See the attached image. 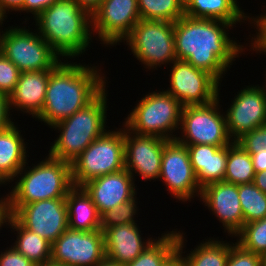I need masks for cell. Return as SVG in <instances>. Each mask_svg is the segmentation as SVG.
<instances>
[{
  "label": "cell",
  "instance_id": "47",
  "mask_svg": "<svg viewBox=\"0 0 266 266\" xmlns=\"http://www.w3.org/2000/svg\"><path fill=\"white\" fill-rule=\"evenodd\" d=\"M6 197L0 199V229H2V217L4 214V203H5Z\"/></svg>",
  "mask_w": 266,
  "mask_h": 266
},
{
  "label": "cell",
  "instance_id": "9",
  "mask_svg": "<svg viewBox=\"0 0 266 266\" xmlns=\"http://www.w3.org/2000/svg\"><path fill=\"white\" fill-rule=\"evenodd\" d=\"M0 36V51L21 72L53 70L62 60L39 33L10 26Z\"/></svg>",
  "mask_w": 266,
  "mask_h": 266
},
{
  "label": "cell",
  "instance_id": "8",
  "mask_svg": "<svg viewBox=\"0 0 266 266\" xmlns=\"http://www.w3.org/2000/svg\"><path fill=\"white\" fill-rule=\"evenodd\" d=\"M123 41L129 45L133 56L149 70L177 60L174 22L141 19Z\"/></svg>",
  "mask_w": 266,
  "mask_h": 266
},
{
  "label": "cell",
  "instance_id": "38",
  "mask_svg": "<svg viewBox=\"0 0 266 266\" xmlns=\"http://www.w3.org/2000/svg\"><path fill=\"white\" fill-rule=\"evenodd\" d=\"M0 266H36L32 261L19 253L12 245L0 254Z\"/></svg>",
  "mask_w": 266,
  "mask_h": 266
},
{
  "label": "cell",
  "instance_id": "43",
  "mask_svg": "<svg viewBox=\"0 0 266 266\" xmlns=\"http://www.w3.org/2000/svg\"><path fill=\"white\" fill-rule=\"evenodd\" d=\"M78 5L92 15L100 6L103 0H75Z\"/></svg>",
  "mask_w": 266,
  "mask_h": 266
},
{
  "label": "cell",
  "instance_id": "10",
  "mask_svg": "<svg viewBox=\"0 0 266 266\" xmlns=\"http://www.w3.org/2000/svg\"><path fill=\"white\" fill-rule=\"evenodd\" d=\"M219 91L217 99L206 105H186L182 108L180 136L176 140L183 145L207 144L224 147L233 142L230 138L226 117L219 110Z\"/></svg>",
  "mask_w": 266,
  "mask_h": 266
},
{
  "label": "cell",
  "instance_id": "26",
  "mask_svg": "<svg viewBox=\"0 0 266 266\" xmlns=\"http://www.w3.org/2000/svg\"><path fill=\"white\" fill-rule=\"evenodd\" d=\"M9 225L16 235L13 247L26 258L32 261L35 265L49 264L51 261V246L52 244L45 238H42L37 233L31 232L24 228L12 215L3 214L2 224Z\"/></svg>",
  "mask_w": 266,
  "mask_h": 266
},
{
  "label": "cell",
  "instance_id": "13",
  "mask_svg": "<svg viewBox=\"0 0 266 266\" xmlns=\"http://www.w3.org/2000/svg\"><path fill=\"white\" fill-rule=\"evenodd\" d=\"M159 178L179 201H191L201 194L187 147L177 140H169L163 148Z\"/></svg>",
  "mask_w": 266,
  "mask_h": 266
},
{
  "label": "cell",
  "instance_id": "28",
  "mask_svg": "<svg viewBox=\"0 0 266 266\" xmlns=\"http://www.w3.org/2000/svg\"><path fill=\"white\" fill-rule=\"evenodd\" d=\"M224 242L209 238L199 243L186 257L182 254L184 266H226L230 244Z\"/></svg>",
  "mask_w": 266,
  "mask_h": 266
},
{
  "label": "cell",
  "instance_id": "12",
  "mask_svg": "<svg viewBox=\"0 0 266 266\" xmlns=\"http://www.w3.org/2000/svg\"><path fill=\"white\" fill-rule=\"evenodd\" d=\"M170 88L166 90L183 106L206 105L217 99L220 84L211 74L182 60L172 62Z\"/></svg>",
  "mask_w": 266,
  "mask_h": 266
},
{
  "label": "cell",
  "instance_id": "1",
  "mask_svg": "<svg viewBox=\"0 0 266 266\" xmlns=\"http://www.w3.org/2000/svg\"><path fill=\"white\" fill-rule=\"evenodd\" d=\"M233 25L219 20L191 18L183 15L174 23L177 60L211 74L219 83L227 68L244 52V46L231 40L227 29ZM232 63V64H231Z\"/></svg>",
  "mask_w": 266,
  "mask_h": 266
},
{
  "label": "cell",
  "instance_id": "15",
  "mask_svg": "<svg viewBox=\"0 0 266 266\" xmlns=\"http://www.w3.org/2000/svg\"><path fill=\"white\" fill-rule=\"evenodd\" d=\"M24 228L53 244L68 229L65 198L35 201L12 215Z\"/></svg>",
  "mask_w": 266,
  "mask_h": 266
},
{
  "label": "cell",
  "instance_id": "6",
  "mask_svg": "<svg viewBox=\"0 0 266 266\" xmlns=\"http://www.w3.org/2000/svg\"><path fill=\"white\" fill-rule=\"evenodd\" d=\"M138 102L123 125L139 135L176 140L177 136L173 133L180 128L183 105L163 89L148 92Z\"/></svg>",
  "mask_w": 266,
  "mask_h": 266
},
{
  "label": "cell",
  "instance_id": "51",
  "mask_svg": "<svg viewBox=\"0 0 266 266\" xmlns=\"http://www.w3.org/2000/svg\"><path fill=\"white\" fill-rule=\"evenodd\" d=\"M5 184L1 179H0V186Z\"/></svg>",
  "mask_w": 266,
  "mask_h": 266
},
{
  "label": "cell",
  "instance_id": "20",
  "mask_svg": "<svg viewBox=\"0 0 266 266\" xmlns=\"http://www.w3.org/2000/svg\"><path fill=\"white\" fill-rule=\"evenodd\" d=\"M138 227L137 223H128L107 228L103 232L106 258L124 266L151 245L155 239H143Z\"/></svg>",
  "mask_w": 266,
  "mask_h": 266
},
{
  "label": "cell",
  "instance_id": "27",
  "mask_svg": "<svg viewBox=\"0 0 266 266\" xmlns=\"http://www.w3.org/2000/svg\"><path fill=\"white\" fill-rule=\"evenodd\" d=\"M255 170L251 155L236 141L227 145L225 182L235 185L253 183Z\"/></svg>",
  "mask_w": 266,
  "mask_h": 266
},
{
  "label": "cell",
  "instance_id": "31",
  "mask_svg": "<svg viewBox=\"0 0 266 266\" xmlns=\"http://www.w3.org/2000/svg\"><path fill=\"white\" fill-rule=\"evenodd\" d=\"M238 196L244 215V224L266 217V193L253 183L238 185Z\"/></svg>",
  "mask_w": 266,
  "mask_h": 266
},
{
  "label": "cell",
  "instance_id": "36",
  "mask_svg": "<svg viewBox=\"0 0 266 266\" xmlns=\"http://www.w3.org/2000/svg\"><path fill=\"white\" fill-rule=\"evenodd\" d=\"M262 256L244 249L239 243L230 244L226 266H261Z\"/></svg>",
  "mask_w": 266,
  "mask_h": 266
},
{
  "label": "cell",
  "instance_id": "29",
  "mask_svg": "<svg viewBox=\"0 0 266 266\" xmlns=\"http://www.w3.org/2000/svg\"><path fill=\"white\" fill-rule=\"evenodd\" d=\"M178 236L179 231L162 233L135 260L124 266H162L178 250Z\"/></svg>",
  "mask_w": 266,
  "mask_h": 266
},
{
  "label": "cell",
  "instance_id": "22",
  "mask_svg": "<svg viewBox=\"0 0 266 266\" xmlns=\"http://www.w3.org/2000/svg\"><path fill=\"white\" fill-rule=\"evenodd\" d=\"M190 162L202 189L210 183L224 180L226 172L227 145L224 147L197 144L186 145Z\"/></svg>",
  "mask_w": 266,
  "mask_h": 266
},
{
  "label": "cell",
  "instance_id": "39",
  "mask_svg": "<svg viewBox=\"0 0 266 266\" xmlns=\"http://www.w3.org/2000/svg\"><path fill=\"white\" fill-rule=\"evenodd\" d=\"M58 0H24L22 12H30L36 18L42 11Z\"/></svg>",
  "mask_w": 266,
  "mask_h": 266
},
{
  "label": "cell",
  "instance_id": "42",
  "mask_svg": "<svg viewBox=\"0 0 266 266\" xmlns=\"http://www.w3.org/2000/svg\"><path fill=\"white\" fill-rule=\"evenodd\" d=\"M23 2L24 0H0V8L5 14H7L6 12H9L10 10L21 12Z\"/></svg>",
  "mask_w": 266,
  "mask_h": 266
},
{
  "label": "cell",
  "instance_id": "7",
  "mask_svg": "<svg viewBox=\"0 0 266 266\" xmlns=\"http://www.w3.org/2000/svg\"><path fill=\"white\" fill-rule=\"evenodd\" d=\"M125 169V126L106 131L96 138L71 162V178L75 186Z\"/></svg>",
  "mask_w": 266,
  "mask_h": 266
},
{
  "label": "cell",
  "instance_id": "40",
  "mask_svg": "<svg viewBox=\"0 0 266 266\" xmlns=\"http://www.w3.org/2000/svg\"><path fill=\"white\" fill-rule=\"evenodd\" d=\"M9 96L0 92V131L5 130L14 122L11 121Z\"/></svg>",
  "mask_w": 266,
  "mask_h": 266
},
{
  "label": "cell",
  "instance_id": "25",
  "mask_svg": "<svg viewBox=\"0 0 266 266\" xmlns=\"http://www.w3.org/2000/svg\"><path fill=\"white\" fill-rule=\"evenodd\" d=\"M237 2V0H184V12L191 18L225 21L234 26L237 22L252 19L239 8Z\"/></svg>",
  "mask_w": 266,
  "mask_h": 266
},
{
  "label": "cell",
  "instance_id": "23",
  "mask_svg": "<svg viewBox=\"0 0 266 266\" xmlns=\"http://www.w3.org/2000/svg\"><path fill=\"white\" fill-rule=\"evenodd\" d=\"M65 201L69 229L85 232L101 230V215L83 186L73 185Z\"/></svg>",
  "mask_w": 266,
  "mask_h": 266
},
{
  "label": "cell",
  "instance_id": "5",
  "mask_svg": "<svg viewBox=\"0 0 266 266\" xmlns=\"http://www.w3.org/2000/svg\"><path fill=\"white\" fill-rule=\"evenodd\" d=\"M107 89L105 88L91 103L50 128L60 131V135L50 146L49 156L71 163L96 138L101 137L107 120Z\"/></svg>",
  "mask_w": 266,
  "mask_h": 266
},
{
  "label": "cell",
  "instance_id": "24",
  "mask_svg": "<svg viewBox=\"0 0 266 266\" xmlns=\"http://www.w3.org/2000/svg\"><path fill=\"white\" fill-rule=\"evenodd\" d=\"M16 126L13 123L0 131V179L6 184L14 181L24 165H28L27 144Z\"/></svg>",
  "mask_w": 266,
  "mask_h": 266
},
{
  "label": "cell",
  "instance_id": "32",
  "mask_svg": "<svg viewBox=\"0 0 266 266\" xmlns=\"http://www.w3.org/2000/svg\"><path fill=\"white\" fill-rule=\"evenodd\" d=\"M236 236L237 243L244 249L261 256L266 255V217L244 224Z\"/></svg>",
  "mask_w": 266,
  "mask_h": 266
},
{
  "label": "cell",
  "instance_id": "50",
  "mask_svg": "<svg viewBox=\"0 0 266 266\" xmlns=\"http://www.w3.org/2000/svg\"><path fill=\"white\" fill-rule=\"evenodd\" d=\"M36 266H58V265H54L52 263H49V264H45V265H36Z\"/></svg>",
  "mask_w": 266,
  "mask_h": 266
},
{
  "label": "cell",
  "instance_id": "37",
  "mask_svg": "<svg viewBox=\"0 0 266 266\" xmlns=\"http://www.w3.org/2000/svg\"><path fill=\"white\" fill-rule=\"evenodd\" d=\"M264 14L250 20V24H254L257 31L256 36H251L252 38L250 39V46L252 47L251 50H256V52L259 51L260 53L266 52V13Z\"/></svg>",
  "mask_w": 266,
  "mask_h": 266
},
{
  "label": "cell",
  "instance_id": "49",
  "mask_svg": "<svg viewBox=\"0 0 266 266\" xmlns=\"http://www.w3.org/2000/svg\"><path fill=\"white\" fill-rule=\"evenodd\" d=\"M261 266H266V255L262 256V265Z\"/></svg>",
  "mask_w": 266,
  "mask_h": 266
},
{
  "label": "cell",
  "instance_id": "16",
  "mask_svg": "<svg viewBox=\"0 0 266 266\" xmlns=\"http://www.w3.org/2000/svg\"><path fill=\"white\" fill-rule=\"evenodd\" d=\"M231 103L225 117L228 133L233 141L266 124V85L246 86Z\"/></svg>",
  "mask_w": 266,
  "mask_h": 266
},
{
  "label": "cell",
  "instance_id": "41",
  "mask_svg": "<svg viewBox=\"0 0 266 266\" xmlns=\"http://www.w3.org/2000/svg\"><path fill=\"white\" fill-rule=\"evenodd\" d=\"M185 241L183 233L179 231L178 250L162 266H184L182 253H185L183 252Z\"/></svg>",
  "mask_w": 266,
  "mask_h": 266
},
{
  "label": "cell",
  "instance_id": "48",
  "mask_svg": "<svg viewBox=\"0 0 266 266\" xmlns=\"http://www.w3.org/2000/svg\"><path fill=\"white\" fill-rule=\"evenodd\" d=\"M6 17H7L6 14L0 8V26L3 24V21L6 19ZM1 33L2 32H0V36H1Z\"/></svg>",
  "mask_w": 266,
  "mask_h": 266
},
{
  "label": "cell",
  "instance_id": "14",
  "mask_svg": "<svg viewBox=\"0 0 266 266\" xmlns=\"http://www.w3.org/2000/svg\"><path fill=\"white\" fill-rule=\"evenodd\" d=\"M91 18L92 33L107 47L122 42L141 20L137 0H103Z\"/></svg>",
  "mask_w": 266,
  "mask_h": 266
},
{
  "label": "cell",
  "instance_id": "11",
  "mask_svg": "<svg viewBox=\"0 0 266 266\" xmlns=\"http://www.w3.org/2000/svg\"><path fill=\"white\" fill-rule=\"evenodd\" d=\"M106 258L104 233L67 229L51 246L50 263L58 266H96Z\"/></svg>",
  "mask_w": 266,
  "mask_h": 266
},
{
  "label": "cell",
  "instance_id": "4",
  "mask_svg": "<svg viewBox=\"0 0 266 266\" xmlns=\"http://www.w3.org/2000/svg\"><path fill=\"white\" fill-rule=\"evenodd\" d=\"M47 156L32 168L25 164L18 172L14 180L20 176L19 180L5 196V214L13 215L23 205L35 201L66 198L73 186L71 163Z\"/></svg>",
  "mask_w": 266,
  "mask_h": 266
},
{
  "label": "cell",
  "instance_id": "44",
  "mask_svg": "<svg viewBox=\"0 0 266 266\" xmlns=\"http://www.w3.org/2000/svg\"><path fill=\"white\" fill-rule=\"evenodd\" d=\"M251 158L256 173L266 170V155L251 154Z\"/></svg>",
  "mask_w": 266,
  "mask_h": 266
},
{
  "label": "cell",
  "instance_id": "34",
  "mask_svg": "<svg viewBox=\"0 0 266 266\" xmlns=\"http://www.w3.org/2000/svg\"><path fill=\"white\" fill-rule=\"evenodd\" d=\"M21 71L0 51V92L9 96L19 80Z\"/></svg>",
  "mask_w": 266,
  "mask_h": 266
},
{
  "label": "cell",
  "instance_id": "45",
  "mask_svg": "<svg viewBox=\"0 0 266 266\" xmlns=\"http://www.w3.org/2000/svg\"><path fill=\"white\" fill-rule=\"evenodd\" d=\"M253 184L266 193V170L255 173Z\"/></svg>",
  "mask_w": 266,
  "mask_h": 266
},
{
  "label": "cell",
  "instance_id": "33",
  "mask_svg": "<svg viewBox=\"0 0 266 266\" xmlns=\"http://www.w3.org/2000/svg\"><path fill=\"white\" fill-rule=\"evenodd\" d=\"M136 198L134 197L104 212L101 215V231L104 232L107 228H112L120 224L135 223L134 217L138 212Z\"/></svg>",
  "mask_w": 266,
  "mask_h": 266
},
{
  "label": "cell",
  "instance_id": "30",
  "mask_svg": "<svg viewBox=\"0 0 266 266\" xmlns=\"http://www.w3.org/2000/svg\"><path fill=\"white\" fill-rule=\"evenodd\" d=\"M143 20L176 22L183 15L184 0H137Z\"/></svg>",
  "mask_w": 266,
  "mask_h": 266
},
{
  "label": "cell",
  "instance_id": "46",
  "mask_svg": "<svg viewBox=\"0 0 266 266\" xmlns=\"http://www.w3.org/2000/svg\"><path fill=\"white\" fill-rule=\"evenodd\" d=\"M96 266H123V265H120L117 262H113L112 260L105 258L102 262H100Z\"/></svg>",
  "mask_w": 266,
  "mask_h": 266
},
{
  "label": "cell",
  "instance_id": "3",
  "mask_svg": "<svg viewBox=\"0 0 266 266\" xmlns=\"http://www.w3.org/2000/svg\"><path fill=\"white\" fill-rule=\"evenodd\" d=\"M34 19L38 33L62 60L81 56L91 43V15L75 0H58Z\"/></svg>",
  "mask_w": 266,
  "mask_h": 266
},
{
  "label": "cell",
  "instance_id": "2",
  "mask_svg": "<svg viewBox=\"0 0 266 266\" xmlns=\"http://www.w3.org/2000/svg\"><path fill=\"white\" fill-rule=\"evenodd\" d=\"M65 61L50 72L45 102L36 117L50 127L91 103L107 84L97 66Z\"/></svg>",
  "mask_w": 266,
  "mask_h": 266
},
{
  "label": "cell",
  "instance_id": "18",
  "mask_svg": "<svg viewBox=\"0 0 266 266\" xmlns=\"http://www.w3.org/2000/svg\"><path fill=\"white\" fill-rule=\"evenodd\" d=\"M200 199L218 217L225 232L234 237L244 226V215L238 196V185L219 181L201 189Z\"/></svg>",
  "mask_w": 266,
  "mask_h": 266
},
{
  "label": "cell",
  "instance_id": "17",
  "mask_svg": "<svg viewBox=\"0 0 266 266\" xmlns=\"http://www.w3.org/2000/svg\"><path fill=\"white\" fill-rule=\"evenodd\" d=\"M164 140L156 136L139 135L125 127V169L147 181L160 177Z\"/></svg>",
  "mask_w": 266,
  "mask_h": 266
},
{
  "label": "cell",
  "instance_id": "21",
  "mask_svg": "<svg viewBox=\"0 0 266 266\" xmlns=\"http://www.w3.org/2000/svg\"><path fill=\"white\" fill-rule=\"evenodd\" d=\"M52 70L21 72L18 82L9 95L10 109L29 113L36 118L42 111L50 72ZM14 107V108H12Z\"/></svg>",
  "mask_w": 266,
  "mask_h": 266
},
{
  "label": "cell",
  "instance_id": "35",
  "mask_svg": "<svg viewBox=\"0 0 266 266\" xmlns=\"http://www.w3.org/2000/svg\"><path fill=\"white\" fill-rule=\"evenodd\" d=\"M250 155H266V124L244 134L237 141Z\"/></svg>",
  "mask_w": 266,
  "mask_h": 266
},
{
  "label": "cell",
  "instance_id": "19",
  "mask_svg": "<svg viewBox=\"0 0 266 266\" xmlns=\"http://www.w3.org/2000/svg\"><path fill=\"white\" fill-rule=\"evenodd\" d=\"M132 175L123 169L116 173L102 175L85 183L83 187L90 194L98 213L131 200L137 194Z\"/></svg>",
  "mask_w": 266,
  "mask_h": 266
}]
</instances>
